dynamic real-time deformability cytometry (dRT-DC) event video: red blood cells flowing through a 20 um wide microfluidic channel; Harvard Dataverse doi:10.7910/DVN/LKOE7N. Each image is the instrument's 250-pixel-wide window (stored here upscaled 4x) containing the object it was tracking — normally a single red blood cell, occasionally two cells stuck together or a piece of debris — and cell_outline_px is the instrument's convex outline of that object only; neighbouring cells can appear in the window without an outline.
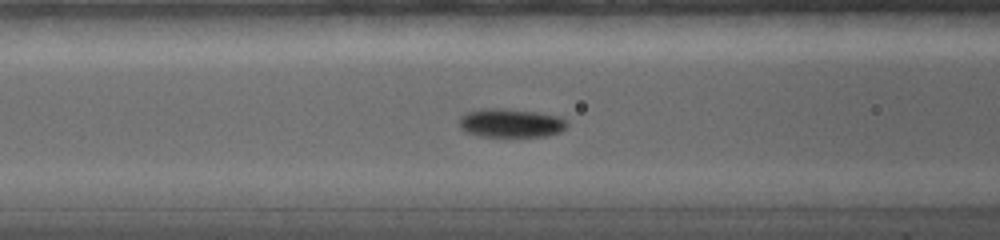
{"species": "common noctule bat (a hibernating species)", "species_latin": "Nyctalus noctula", "temperature_condition": "warm", "stored_images_in_passage": 53, "camera_frame_rate_fps": 5000, "um_per_image_px": 0.085, "animal": {"sex": "female", "body_mass_g": 19.0, "forearm_length_mm": 56.7}, "frame": {"image": 1, "passage_image": 21, "time_ms": 5.0, "image_size_px": [1000, 240], "cell_outline_px": [[568, 124], [560, 132], [544, 136], [480, 136], [464, 132], [460, 128], [460, 116], [468, 112], [480, 108], [504, 108], [536, 112], [560, 116]], "centroid_in_image_um": [43.38, 10.45], "position_along_channel_um": 123.2, "area_um2": 18.03}}
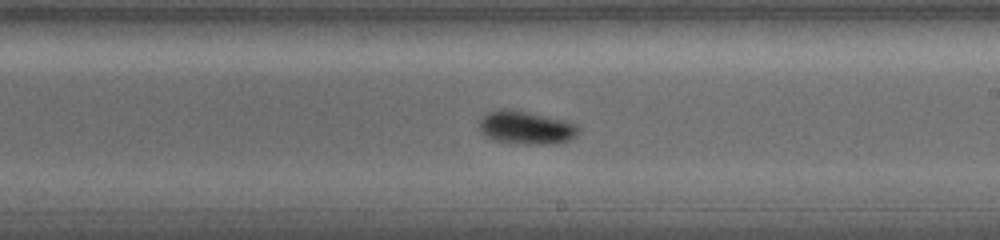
{"frame": {"image": 2, "passage_image": 34, "time_ms": 8.2, "image_size_px": [1000, 240], "cell_outline_px": [[580, 132], [576, 136], [568, 140], [552, 144], [524, 144], [492, 140], [480, 132], [480, 120], [488, 112], [500, 108], [508, 108], [528, 112], [564, 120], [580, 124]], "centroid_in_image_um": [44.74, 10.84], "position_along_channel_um": 244.3, "area_um2": 19.36}}
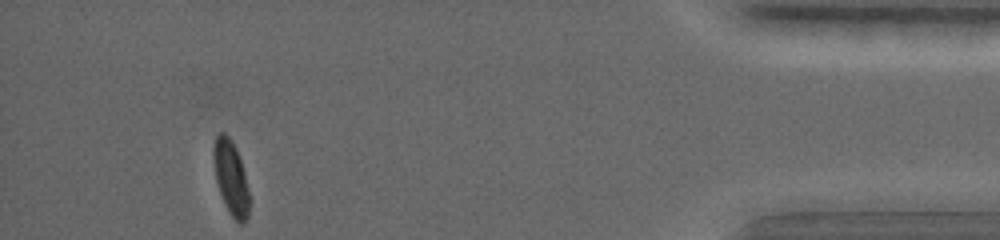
{"frame": {"image": 3, "passage_image": 53, "time_ms": 14.6, "image_size_px": [1000, 240], "cell_outline_px": [[248, 216], [244, 224], [240, 224], [228, 212], [220, 192], [216, 180], [212, 156], [212, 148], [216, 136], [220, 132], [224, 132], [232, 140], [236, 148], [244, 172], [248, 192]], "centroid_in_image_um": [19.6, 15.07], "position_along_channel_um": 415.6, "area_um2": 15.32}, "authors_computed_cell_mechanics": {"area_um2": 16.9932, "velocity_mm_per_s": 3.8012, "shape_relaxation_time_tau1_ms": 2.0939, "shape_relaxation_time_tau2_ms": null, "deformation_change_tau1": 0.1342, "deformation_change_tau2": null}}